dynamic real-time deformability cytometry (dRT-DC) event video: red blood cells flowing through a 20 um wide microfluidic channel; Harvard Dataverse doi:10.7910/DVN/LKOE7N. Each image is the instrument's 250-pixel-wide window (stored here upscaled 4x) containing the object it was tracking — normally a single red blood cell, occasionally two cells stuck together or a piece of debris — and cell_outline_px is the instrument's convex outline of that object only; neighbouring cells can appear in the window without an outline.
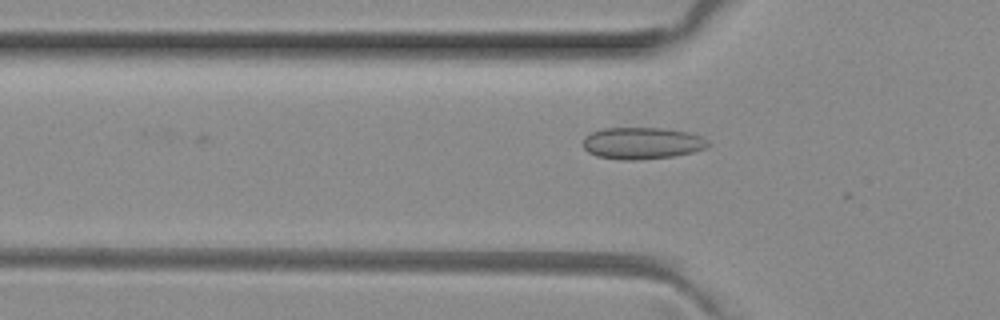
{"species": "common noctule bat (a hibernating species)", "species_latin": "Nyctalus noctula", "temperature_condition": "room temperature", "stored_images_in_passage": 5, "camera_frame_rate_fps": 3000, "um_per_image_px": 0.085, "animal": {"sex": "female", "body_mass_g": 29.2, "forearm_length_mm": 56.3}, "frame": {"image": 1, "passage_image": 5, "time_ms": 1.333, "image_size_px": [1000, 320], "cell_outline_px": [[712, 144], [704, 148], [692, 152], [672, 156], [632, 160], [620, 160], [596, 156], [588, 152], [584, 148], [584, 136], [592, 132], [604, 128], [664, 128], [688, 132], [700, 136], [708, 140]], "centroid_in_image_um": [54.57, 12.17], "position_along_channel_um": 71.2, "area_um2": 23.12}}